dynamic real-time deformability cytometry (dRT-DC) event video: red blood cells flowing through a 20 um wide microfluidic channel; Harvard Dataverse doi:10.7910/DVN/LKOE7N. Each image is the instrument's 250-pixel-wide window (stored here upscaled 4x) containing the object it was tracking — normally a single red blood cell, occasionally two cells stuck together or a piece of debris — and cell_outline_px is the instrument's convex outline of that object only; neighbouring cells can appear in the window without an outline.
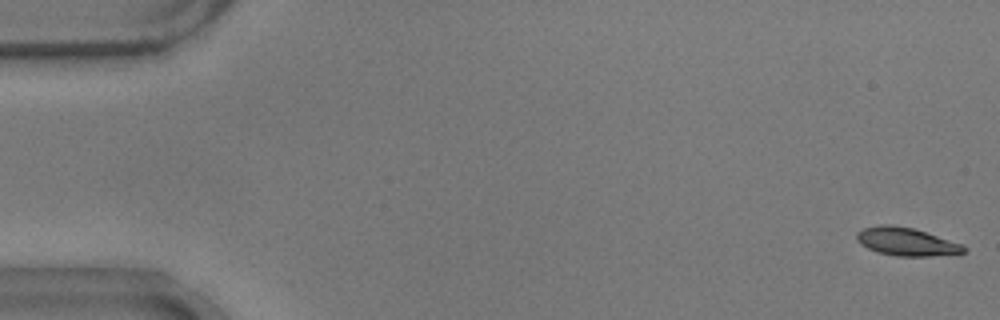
{"species": "common noctule bat (a hibernating species)", "species_latin": "Nyctalus noctula", "temperature_condition": "warm", "stored_images_in_passage": 54, "camera_frame_rate_fps": 3000, "um_per_image_px": 0.085, "animal": {"sex": "male", "body_mass_g": 17.9}, "frame": {"image": 1, "passage_image": 1, "time_ms": 0.0, "image_size_px": [1000, 320], "cell_outline_px": [[968, 248], [964, 252], [928, 256], [896, 256], [876, 252], [860, 244], [856, 240], [856, 232], [864, 228], [880, 224], [892, 224], [912, 228], [960, 244]], "centroid_in_image_um": [76.95, 20.54], "position_along_channel_um": 8.1, "area_um2": 17.28}}
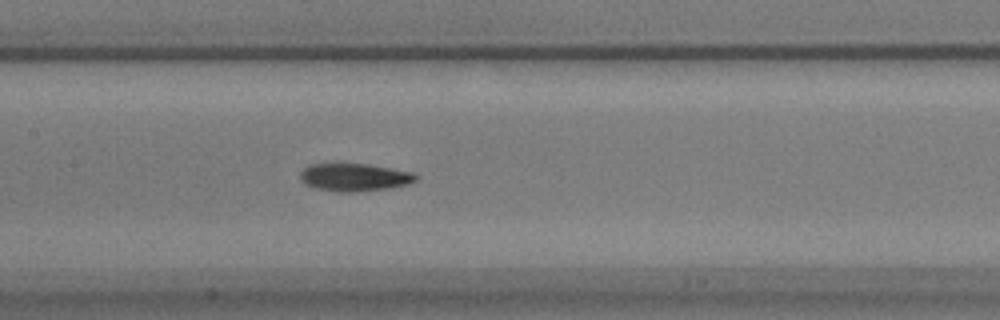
{"frame": {"image": 2, "passage_image": 26, "time_ms": 8.333, "image_size_px": [1000, 320], "cell_outline_px": [[420, 176], [416, 180], [408, 184], [388, 188], [352, 192], [340, 192], [316, 188], [304, 184], [300, 180], [300, 172], [308, 164], [336, 160], [344, 160], [368, 164], [412, 172]], "centroid_in_image_um": [30.05, 15.0], "position_along_channel_um": 177.4, "area_um2": 19.65}}
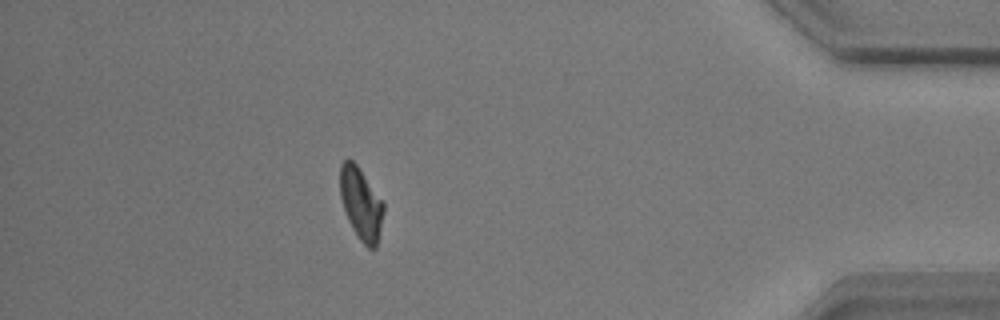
{"frame": {"image": 3, "passage_image": 48, "time_ms": 15.667, "image_size_px": [1000, 320], "cell_outline_px": [[384, 212], [376, 248], [368, 248], [360, 240], [352, 228], [344, 212], [340, 196], [340, 164], [344, 160], [352, 160], [356, 164], [384, 204]], "centroid_in_image_um": [30.67, 17.33], "position_along_channel_um": 404.5, "area_um2": 18.03}, "authors_computed_cell_mechanics": {"area_um2": 18.1781, "velocity_mm_per_s": 3.7281, "shape_relaxation_time_tau1_ms": 3.338, "shape_relaxation_time_tau2_ms": 2.1775, "deformation_change_tau1": 0.1427, "deformation_change_tau2": 0.0752}}